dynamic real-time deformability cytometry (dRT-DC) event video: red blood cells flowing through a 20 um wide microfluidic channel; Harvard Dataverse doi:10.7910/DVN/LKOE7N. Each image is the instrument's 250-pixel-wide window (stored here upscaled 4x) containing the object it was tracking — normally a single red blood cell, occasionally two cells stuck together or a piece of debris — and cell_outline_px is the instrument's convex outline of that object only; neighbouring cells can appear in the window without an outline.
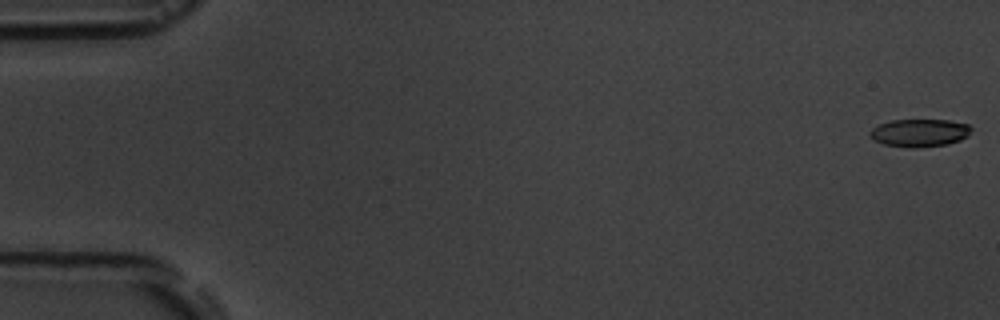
{"species": "common noctule bat (a hibernating species)", "species_latin": "Nyctalus noctula", "temperature_condition": "room temperature", "stored_images_in_passage": 5, "camera_frame_rate_fps": 3000, "um_per_image_px": 0.085, "animal": {"sex": "male", "body_mass_g": 19.5, "forearm_length_mm": 54.6}, "frame": {"image": 1, "passage_image": 1, "time_ms": 0.0, "image_size_px": [1000, 320], "cell_outline_px": [[972, 128], [968, 136], [960, 140], [948, 144], [916, 148], [908, 148], [884, 144], [872, 140], [868, 132], [872, 128], [880, 124], [892, 120], [948, 120], [968, 124]], "centroid_in_image_um": [78.15, 11.3], "position_along_channel_um": 6.9, "area_um2": 16.53}}
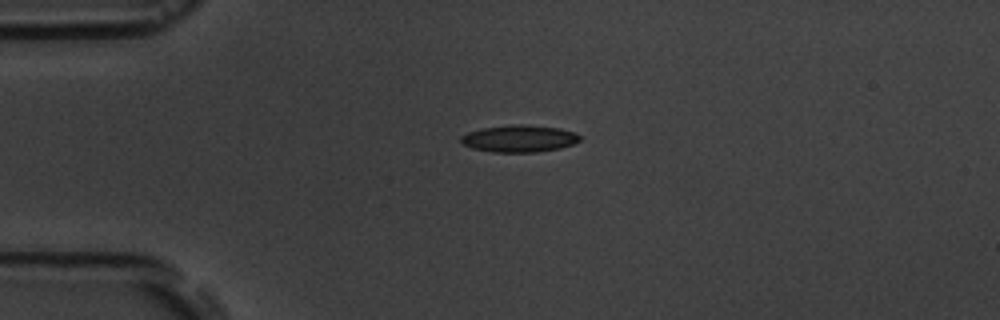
{"frame": {"image": 2, "passage_image": 4, "time_ms": 4.333, "image_size_px": [1000, 320], "cell_outline_px": [[584, 136], [580, 140], [572, 144], [560, 148], [536, 152], [492, 152], [472, 148], [464, 144], [460, 140], [460, 136], [468, 132], [484, 128], [512, 124], [520, 124], [560, 128], [576, 132]], "centroid_in_image_um": [44.17, 11.77], "position_along_channel_um": 40.8, "area_um2": 18.79}}